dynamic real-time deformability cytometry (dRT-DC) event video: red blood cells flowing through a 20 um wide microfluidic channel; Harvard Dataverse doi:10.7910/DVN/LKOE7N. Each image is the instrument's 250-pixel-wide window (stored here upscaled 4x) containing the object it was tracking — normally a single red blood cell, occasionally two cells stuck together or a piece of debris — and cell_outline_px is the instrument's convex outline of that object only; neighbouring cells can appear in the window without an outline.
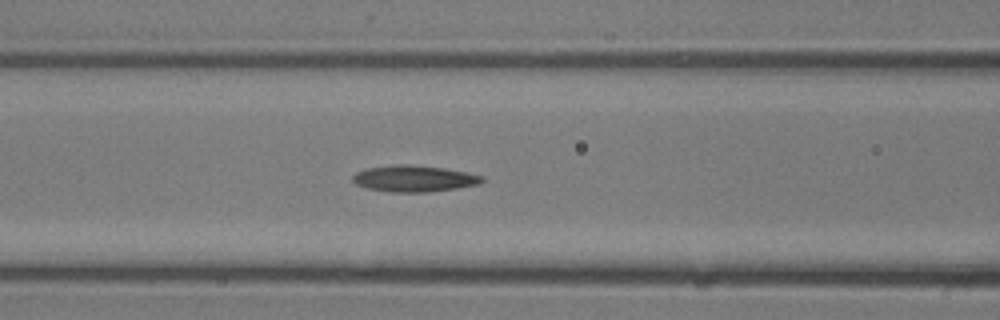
{"species": "common noctule bat (a hibernating species)", "species_latin": "Nyctalus noctula", "temperature_condition": "room temperature", "stored_images_in_passage": 23, "camera_frame_rate_fps": 3000, "um_per_image_px": 0.085, "animal": {"sex": "male", "body_mass_g": 13.3}, "frame": {"image": 1, "passage_image": 7, "time_ms": 2.0, "image_size_px": [1000, 320], "cell_outline_px": [[484, 180], [480, 184], [456, 188], [428, 192], [392, 192], [368, 188], [356, 184], [352, 180], [352, 176], [356, 172], [368, 168], [396, 164], [408, 164], [444, 168], [484, 176]], "centroid_in_image_um": [35.2, 15.18], "position_along_channel_um": 131.4, "area_um2": 19.77}}
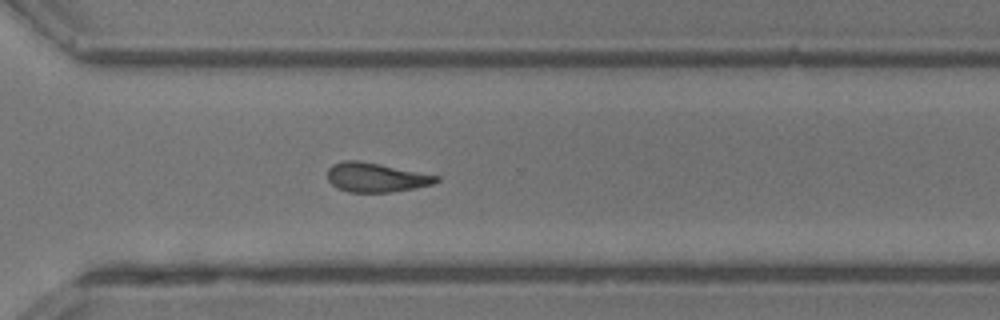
{"frame": {"image": 2, "passage_image": 17, "time_ms": 5.333, "image_size_px": [1000, 320], "cell_outline_px": [[440, 180], [432, 184], [412, 188], [388, 192], [348, 192], [336, 188], [328, 180], [328, 168], [332, 164], [344, 160], [356, 160], [380, 164], [440, 176]], "centroid_in_image_um": [31.92, 15.07], "position_along_channel_um": 338.7, "area_um2": 18.44}}